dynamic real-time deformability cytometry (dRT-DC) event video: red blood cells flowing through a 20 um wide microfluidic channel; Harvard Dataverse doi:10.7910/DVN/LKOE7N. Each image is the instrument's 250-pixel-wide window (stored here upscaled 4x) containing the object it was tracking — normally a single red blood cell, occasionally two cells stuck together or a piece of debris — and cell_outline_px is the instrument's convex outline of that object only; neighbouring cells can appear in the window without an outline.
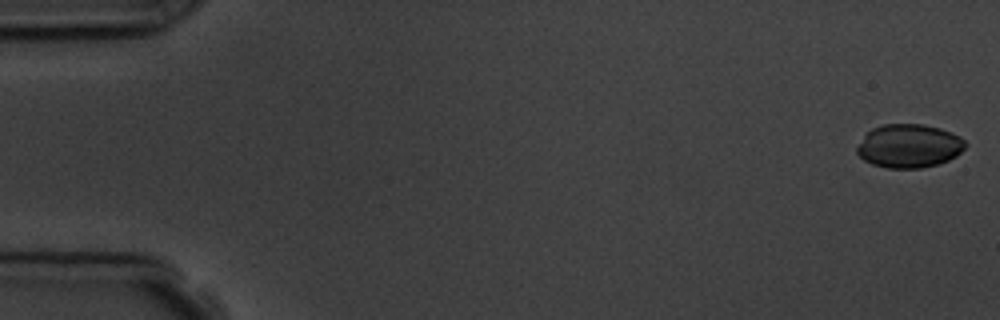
{"species": "common noctule bat (a hibernating species)", "species_latin": "Nyctalus noctula", "temperature_condition": "room temperature", "stored_images_in_passage": 6, "camera_frame_rate_fps": 3000, "um_per_image_px": 0.085, "animal": {"sex": "male", "body_mass_g": 19.5, "forearm_length_mm": 54.6}, "frame": {"image": 1, "passage_image": 1, "time_ms": 0.0, "image_size_px": [1000, 320], "cell_outline_px": [[968, 144], [956, 156], [940, 164], [920, 168], [888, 168], [872, 164], [864, 160], [856, 152], [856, 148], [864, 136], [872, 128], [884, 124], [924, 124], [940, 128], [960, 136]], "centroid_in_image_um": [77.28, 12.41], "position_along_channel_um": 7.7, "area_um2": 27.57}}
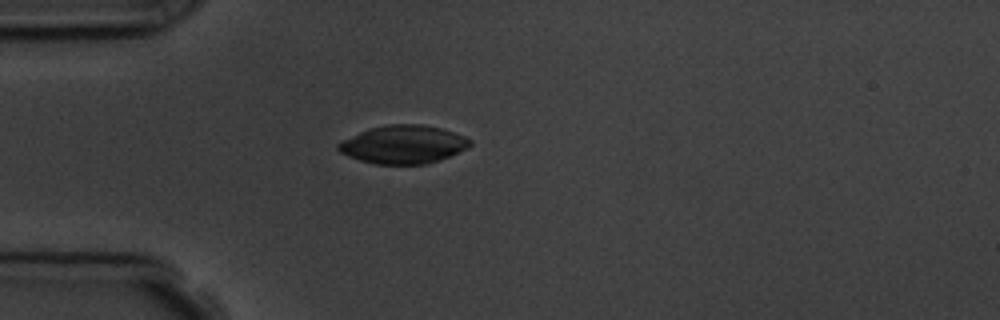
{"frame": {"image": 2, "passage_image": 5, "time_ms": 4.667, "image_size_px": [1000, 320], "cell_outline_px": [[472, 144], [468, 148], [440, 160], [424, 164], [376, 164], [360, 160], [348, 156], [340, 152], [336, 148], [336, 144], [368, 128], [388, 124], [420, 124], [440, 128], [464, 136], [472, 140]], "centroid_in_image_um": [34.29, 12.28], "position_along_channel_um": 50.7, "area_um2": 29.25}}